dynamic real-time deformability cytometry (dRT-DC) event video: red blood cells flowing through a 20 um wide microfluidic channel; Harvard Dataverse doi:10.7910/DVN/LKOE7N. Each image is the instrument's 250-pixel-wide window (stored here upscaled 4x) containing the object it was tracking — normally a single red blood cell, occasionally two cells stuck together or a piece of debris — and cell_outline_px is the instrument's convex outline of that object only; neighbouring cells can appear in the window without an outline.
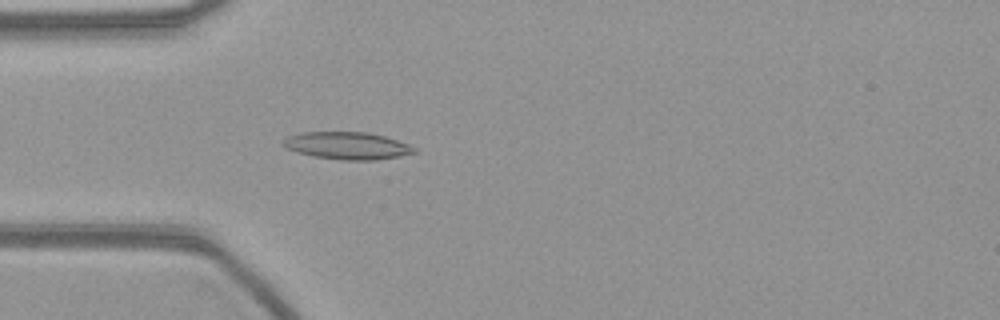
{"species": "common noctule bat (a hibernating species)", "species_latin": "Nyctalus noctula", "temperature_condition": "warm", "stored_images_in_passage": 55, "camera_frame_rate_fps": 3000, "um_per_image_px": 0.085, "animal": {"sex": "female", "body_mass_g": 21.9}, "frame": {"image": 1, "passage_image": 16, "time_ms": 5.0, "image_size_px": [1000, 320], "cell_outline_px": [[416, 152], [400, 156], [376, 160], [340, 160], [316, 156], [296, 152], [284, 148], [280, 144], [280, 140], [288, 136], [300, 132], [368, 132], [384, 136], [408, 144], [416, 148]], "centroid_in_image_um": [29.46, 12.38], "position_along_channel_um": 55.5, "area_um2": 21.04}}
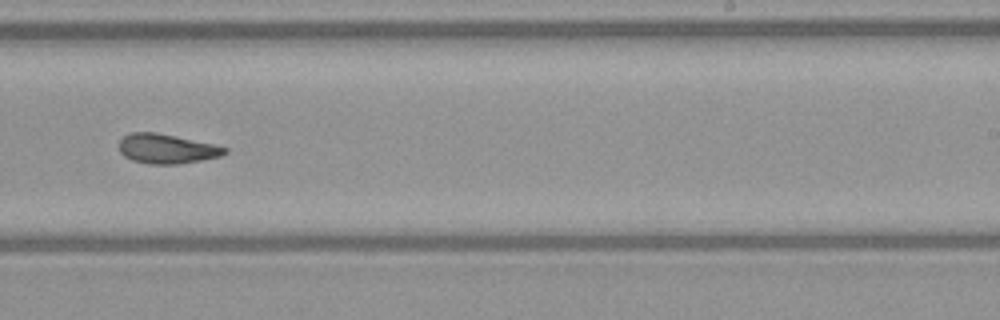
{"frame": {"image": 2, "passage_image": 34, "time_ms": 11.0, "image_size_px": [1000, 320], "cell_outline_px": [[228, 152], [220, 156], [180, 164], [148, 164], [132, 160], [124, 156], [120, 152], [120, 140], [124, 136], [132, 132], [156, 132], [176, 136], [212, 144], [228, 148]], "centroid_in_image_um": [14.16, 12.65], "position_along_channel_um": 274.8, "area_um2": 18.09}}
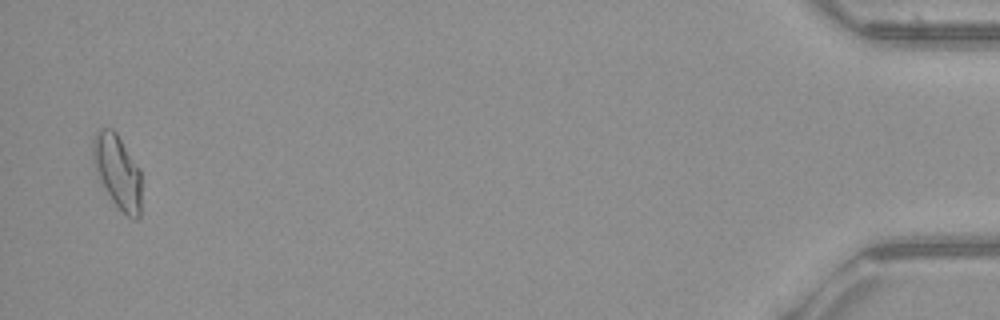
{"frame": {"image": 3, "passage_image": 54, "time_ms": 17.667, "image_size_px": [1000, 320], "cell_outline_px": [[140, 216], [136, 220], [132, 220], [112, 200], [96, 176], [92, 160], [92, 140], [96, 128], [112, 128], [116, 132], [140, 168]], "centroid_in_image_um": [9.95, 14.54], "position_along_channel_um": 425.3, "area_um2": 21.15}}